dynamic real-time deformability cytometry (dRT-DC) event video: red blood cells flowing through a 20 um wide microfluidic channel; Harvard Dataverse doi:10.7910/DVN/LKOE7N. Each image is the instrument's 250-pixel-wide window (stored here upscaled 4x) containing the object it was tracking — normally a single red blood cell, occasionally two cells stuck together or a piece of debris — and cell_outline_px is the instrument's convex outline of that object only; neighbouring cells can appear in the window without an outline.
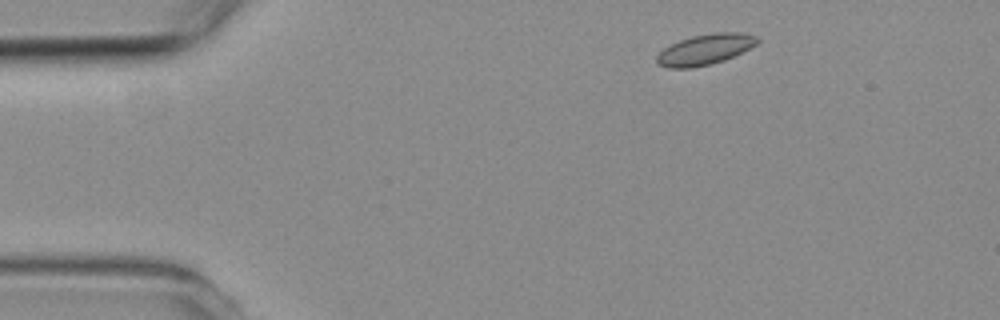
{"species": "common noctule bat (a hibernating species)", "species_latin": "Nyctalus noctula", "temperature_condition": "room temperature", "stored_images_in_passage": 4, "camera_frame_rate_fps": 3000, "um_per_image_px": 0.085, "animal": {"sex": "female", "body_mass_g": 19.3, "forearm_length_mm": 54.1}, "frame": {"image": 1, "passage_image": 1, "time_ms": 0.0, "image_size_px": [1000, 320], "cell_outline_px": [[760, 40], [756, 44], [724, 60], [692, 68], [668, 68], [656, 64], [656, 56], [664, 48], [680, 40], [692, 36], [716, 32], [740, 32], [756, 36]], "centroid_in_image_um": [59.89, 4.2], "position_along_channel_um": 25.1, "area_um2": 17.69}}